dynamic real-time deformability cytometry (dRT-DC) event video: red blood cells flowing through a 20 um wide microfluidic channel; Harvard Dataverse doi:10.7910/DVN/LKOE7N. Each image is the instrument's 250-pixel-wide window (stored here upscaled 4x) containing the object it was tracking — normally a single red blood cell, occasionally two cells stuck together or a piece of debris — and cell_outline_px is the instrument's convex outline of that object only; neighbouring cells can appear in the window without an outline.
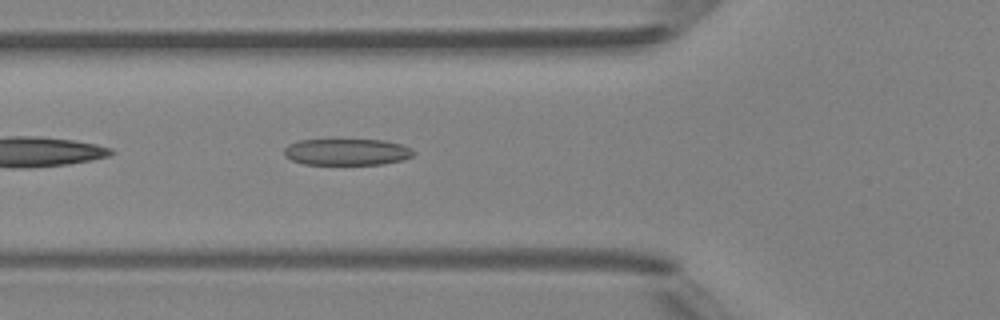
{"species": "Egyptian fruit bat (a non-hibernating species)", "species_latin": "Rousettus aegyptiacus", "temperature_condition": "room temperature", "stored_images_in_passage": 21, "camera_frame_rate_fps": 3000, "um_per_image_px": 0.085, "animal": {"sex": "female"}, "frame": {"image": 1, "passage_image": 4, "time_ms": 1.0, "image_size_px": [1000, 320], "cell_outline_px": [[416, 152], [412, 156], [404, 160], [380, 164], [304, 164], [292, 160], [284, 156], [284, 148], [288, 144], [296, 140], [336, 136], [384, 140], [400, 144], [412, 148]], "centroid_in_image_um": [29.44, 12.85], "position_along_channel_um": 96.4, "area_um2": 21.33}}
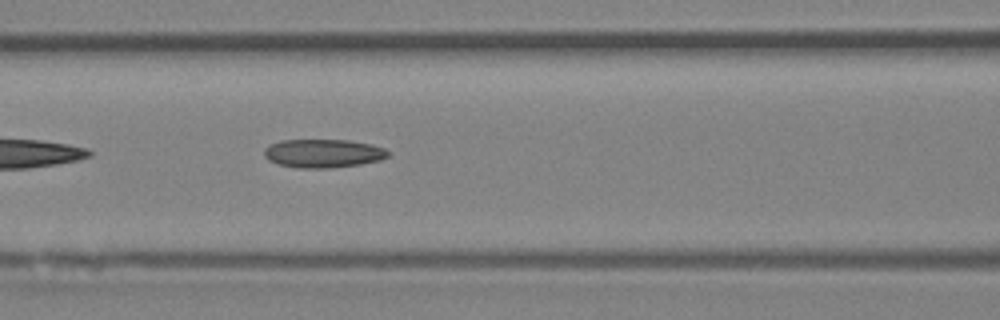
{"frame": {"image": 2, "passage_image": 7, "time_ms": 2.0, "image_size_px": [1000, 320], "cell_outline_px": [[392, 152], [388, 156], [380, 160], [360, 164], [332, 168], [296, 168], [276, 164], [268, 160], [264, 156], [264, 148], [268, 144], [280, 140], [348, 140], [372, 144], [384, 148]], "centroid_in_image_um": [27.45, 13.04], "position_along_channel_um": 139.2, "area_um2": 20.92}}
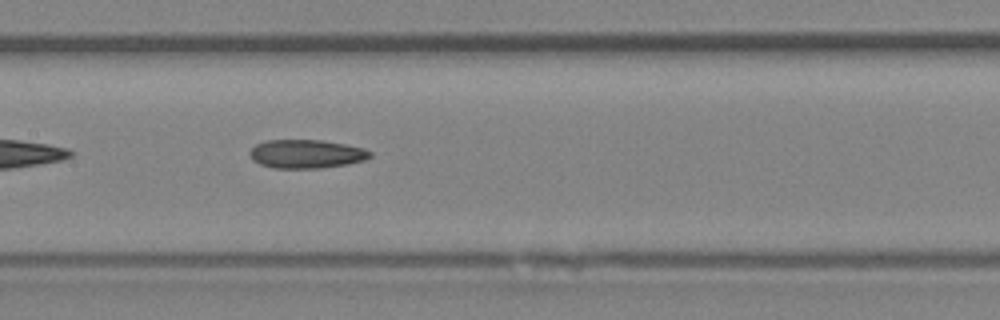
{"frame": {"image": 3, "passage_image": 10, "time_ms": 3.0, "image_size_px": [1000, 320], "cell_outline_px": [[372, 156], [364, 160], [348, 164], [320, 168], [272, 168], [260, 164], [252, 160], [248, 152], [256, 144], [264, 140], [324, 140], [364, 148], [372, 152]], "centroid_in_image_um": [26.02, 13.08], "position_along_channel_um": 181.4, "area_um2": 20.23}}